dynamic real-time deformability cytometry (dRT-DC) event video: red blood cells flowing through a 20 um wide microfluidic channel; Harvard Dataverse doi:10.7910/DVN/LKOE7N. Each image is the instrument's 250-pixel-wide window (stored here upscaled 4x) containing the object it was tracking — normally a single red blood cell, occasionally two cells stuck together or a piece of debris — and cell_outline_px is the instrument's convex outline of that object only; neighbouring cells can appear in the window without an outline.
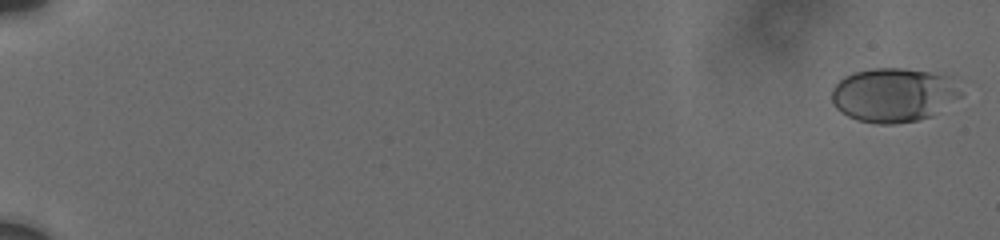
{"species": "human", "species_latin": "Homo sapiens", "temperature_condition": "cold", "stored_images_in_passage": 57, "camera_frame_rate_fps": 3000, "um_per_image_px": 0.085, "donor": {"sex": "male"}, "frame": {"image": 1, "passage_image": 2, "time_ms": 0.333, "image_size_px": [1000, 240], "cell_outline_px": [[964, 92], [960, 96], [932, 116], [916, 120], [892, 124], [876, 124], [856, 120], [840, 112], [832, 104], [832, 88], [844, 76], [856, 72], [872, 68], [904, 68], [952, 76]], "centroid_in_image_um": [75.96, 8.07], "position_along_channel_um": 9.0, "area_um2": 40.98}}
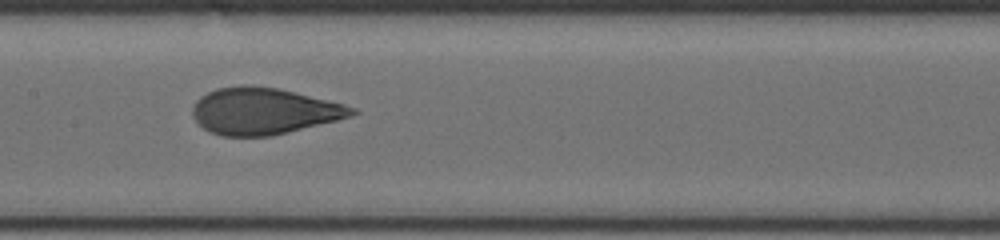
{"frame": {"image": 2, "passage_image": 32, "time_ms": 10.667, "image_size_px": [1000, 240], "cell_outline_px": [[360, 112], [336, 120], [272, 136], [220, 136], [204, 128], [192, 116], [192, 108], [196, 100], [200, 96], [216, 88], [240, 84], [252, 84], [276, 88], [344, 104], [356, 108]], "centroid_in_image_um": [22.37, 9.43], "position_along_channel_um": 185.0, "area_um2": 43.12}}
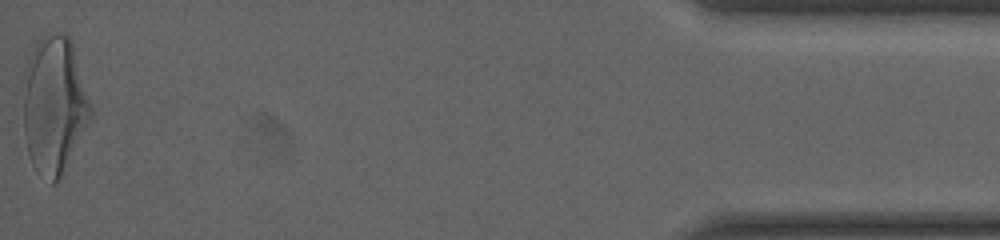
{"frame": {"image": 3, "passage_image": 57, "time_ms": 19.333, "image_size_px": [1000, 240], "cell_outline_px": [[92, 116], [56, 184], [52, 184], [36, 172], [32, 164], [28, 152], [24, 132], [24, 96], [32, 48], [36, 40], [48, 32], [56, 32], [68, 36], [72, 40], [92, 104]], "centroid_in_image_um": [4.64, 8.91], "position_along_channel_um": 430.6, "area_um2": 53.58}, "authors_computed_cell_mechanics": {"area_um2": 42.6564, "velocity_mm_per_s": 3.737, "shape_relaxation_time_tau1_ms": 4.2126, "shape_relaxation_time_tau2_ms": null, "deformation_change_tau1": 0.1808, "deformation_change_tau2": null}}